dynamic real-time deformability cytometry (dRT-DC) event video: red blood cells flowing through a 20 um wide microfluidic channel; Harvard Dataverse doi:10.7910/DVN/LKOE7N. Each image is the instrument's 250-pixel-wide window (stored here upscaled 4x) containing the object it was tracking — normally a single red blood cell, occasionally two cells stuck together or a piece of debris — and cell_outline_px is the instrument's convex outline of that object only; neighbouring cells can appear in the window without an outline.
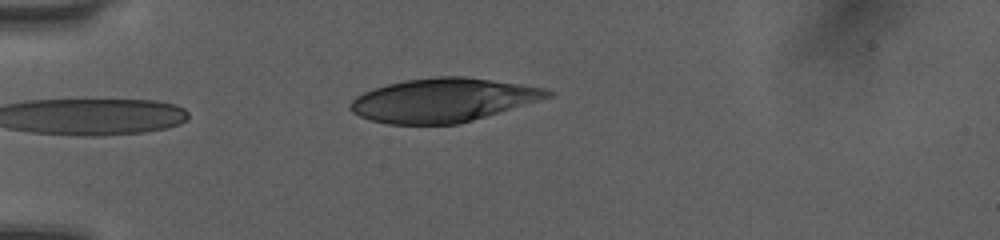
{"species": "human", "species_latin": "Homo sapiens", "temperature_condition": "room temperature", "stored_images_in_passage": 6, "camera_frame_rate_fps": 3000, "um_per_image_px": 0.085, "donor": {"sex": "female"}, "frame": {"image": 1, "passage_image": 6, "time_ms": 1.667, "image_size_px": [1000, 240], "cell_outline_px": [[552, 96], [460, 124], [388, 124], [372, 120], [360, 116], [352, 112], [348, 108], [348, 104], [356, 96], [364, 92], [388, 84], [404, 80], [436, 76], [468, 76], [548, 88], [552, 92]], "centroid_in_image_um": [37.65, 8.5], "position_along_channel_um": 47.4, "area_um2": 50.17}}